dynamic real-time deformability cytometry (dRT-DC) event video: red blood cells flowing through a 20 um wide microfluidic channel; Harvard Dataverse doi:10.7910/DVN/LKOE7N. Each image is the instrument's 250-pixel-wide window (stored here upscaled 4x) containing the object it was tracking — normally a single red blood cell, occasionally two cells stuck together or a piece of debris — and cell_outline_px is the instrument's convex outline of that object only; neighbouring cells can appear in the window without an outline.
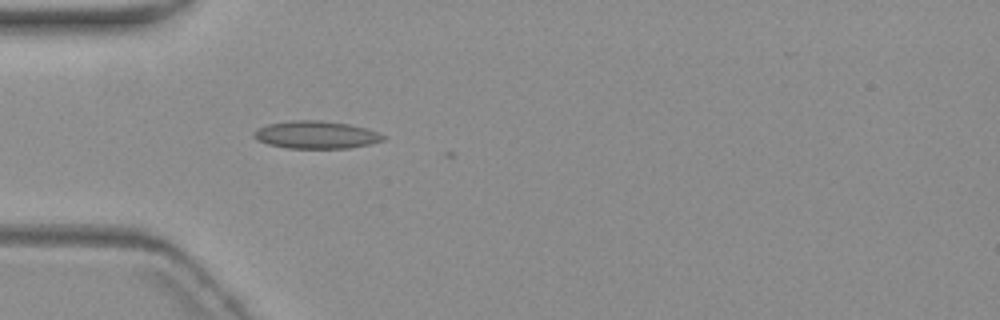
{"species": "common noctule bat (a hibernating species)", "species_latin": "Nyctalus noctula", "temperature_condition": "warm", "stored_images_in_passage": 4, "camera_frame_rate_fps": 3000, "um_per_image_px": 0.085, "animal": {"sex": "female", "body_mass_g": 19.3, "forearm_length_mm": 54.1}, "frame": {"image": 1, "passage_image": 4, "time_ms": 3.667, "image_size_px": [1000, 320], "cell_outline_px": [[388, 136], [384, 140], [368, 144], [348, 148], [288, 148], [268, 144], [256, 140], [252, 136], [252, 132], [256, 128], [268, 124], [288, 120], [320, 120], [348, 124], [380, 132]], "centroid_in_image_um": [26.83, 11.45], "position_along_channel_um": 58.2, "area_um2": 20.98}}